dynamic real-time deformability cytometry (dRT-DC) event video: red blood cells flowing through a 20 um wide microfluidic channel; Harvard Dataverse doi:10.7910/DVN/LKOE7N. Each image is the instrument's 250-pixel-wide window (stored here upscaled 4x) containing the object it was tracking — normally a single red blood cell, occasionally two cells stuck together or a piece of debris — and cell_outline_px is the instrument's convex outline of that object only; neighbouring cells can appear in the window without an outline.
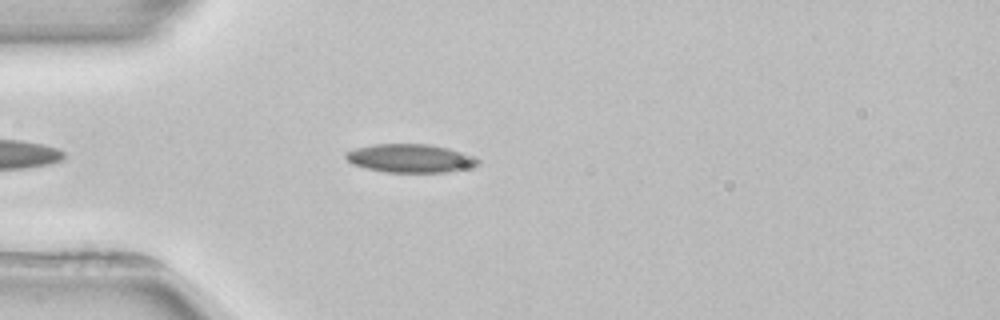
{"species": "common noctule bat (a hibernating species)", "species_latin": "Nyctalus noctula", "temperature_condition": "room temperature", "stored_images_in_passage": 4, "camera_frame_rate_fps": 3000, "um_per_image_px": 0.085, "animal": {"sex": "female", "body_mass_g": 22.7, "forearm_length_mm": 54.2}, "frame": {"image": 1, "passage_image": 4, "time_ms": 4.333, "image_size_px": [1000, 320], "cell_outline_px": [[480, 160], [476, 164], [464, 168], [448, 172], [384, 172], [352, 164], [344, 156], [344, 152], [356, 148], [376, 144], [428, 144], [448, 148], [464, 152]], "centroid_in_image_um": [34.83, 13.45], "position_along_channel_um": 50.2, "area_um2": 21.68}}